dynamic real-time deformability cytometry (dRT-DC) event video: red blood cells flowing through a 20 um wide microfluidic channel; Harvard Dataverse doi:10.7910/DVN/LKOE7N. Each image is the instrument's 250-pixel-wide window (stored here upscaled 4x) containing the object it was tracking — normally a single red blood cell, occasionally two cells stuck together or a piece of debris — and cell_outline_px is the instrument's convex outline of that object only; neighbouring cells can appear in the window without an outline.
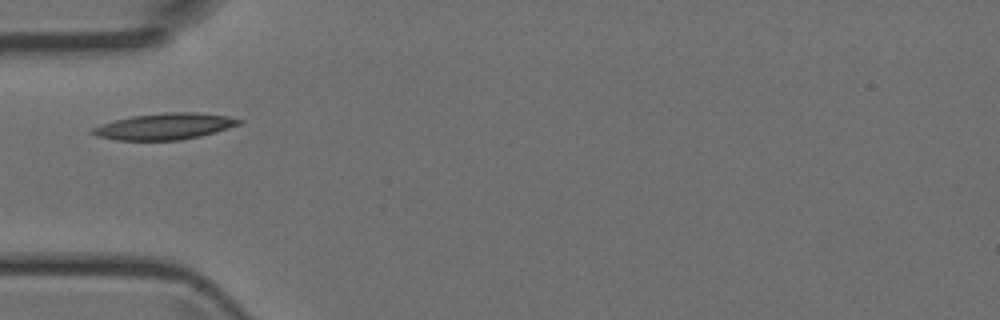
{"species": "Egyptian fruit bat (a non-hibernating species)", "species_latin": "Rousettus aegyptiacus", "temperature_condition": "room temperature", "stored_images_in_passage": 14, "camera_frame_rate_fps": 3000, "um_per_image_px": 0.085, "animal": {"sex": "female"}, "frame": {"image": 1, "passage_image": 1, "time_ms": 0.0, "image_size_px": [1000, 320], "cell_outline_px": [[244, 120], [240, 124], [228, 128], [200, 136], [180, 140], [116, 140], [96, 136], [88, 132], [92, 128], [100, 124], [132, 116], [168, 112], [196, 112], [228, 116]], "centroid_in_image_um": [13.98, 10.74], "position_along_channel_um": 71.0, "area_um2": 22.43}}
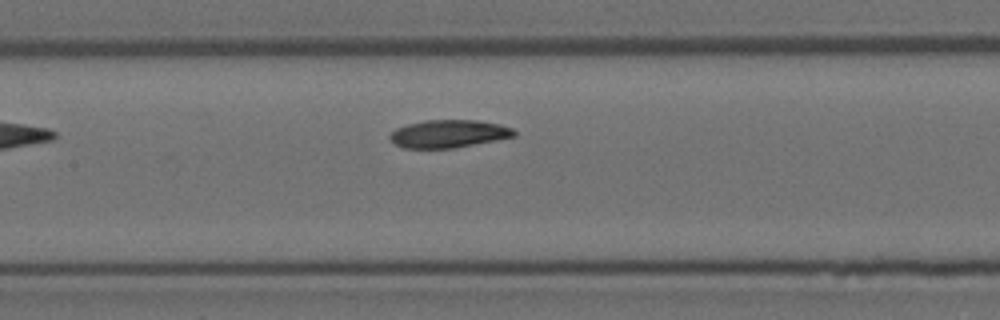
{"frame": {"image": 2, "passage_image": 8, "time_ms": 2.333, "image_size_px": [1000, 320], "cell_outline_px": [[516, 136], [496, 140], [452, 148], [404, 148], [396, 144], [388, 136], [396, 128], [408, 124], [424, 120], [476, 120], [500, 124], [512, 128], [516, 132]], "centroid_in_image_um": [38.14, 11.36], "position_along_channel_um": 169.3, "area_um2": 20.0}}
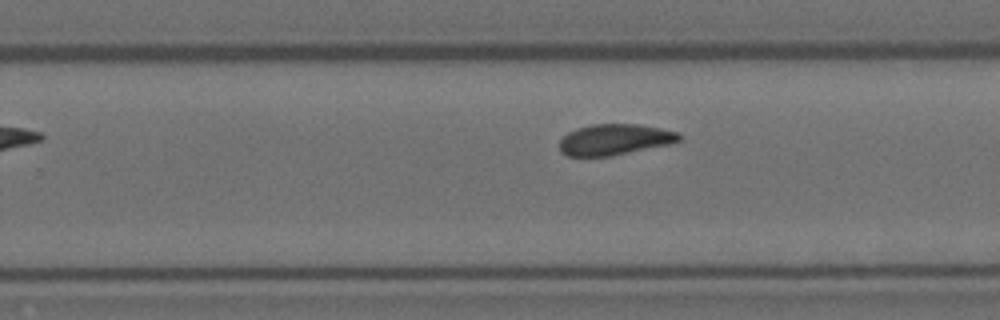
{"frame": {"image": 3, "passage_image": 13, "time_ms": 4.0, "image_size_px": [1000, 320], "cell_outline_px": [[680, 140], [676, 144], [612, 156], [568, 156], [560, 152], [560, 140], [568, 132], [576, 128], [592, 124], [640, 124], [660, 128], [676, 132], [680, 136]], "centroid_in_image_um": [52.28, 11.87], "position_along_channel_um": 277.5, "area_um2": 21.91}}